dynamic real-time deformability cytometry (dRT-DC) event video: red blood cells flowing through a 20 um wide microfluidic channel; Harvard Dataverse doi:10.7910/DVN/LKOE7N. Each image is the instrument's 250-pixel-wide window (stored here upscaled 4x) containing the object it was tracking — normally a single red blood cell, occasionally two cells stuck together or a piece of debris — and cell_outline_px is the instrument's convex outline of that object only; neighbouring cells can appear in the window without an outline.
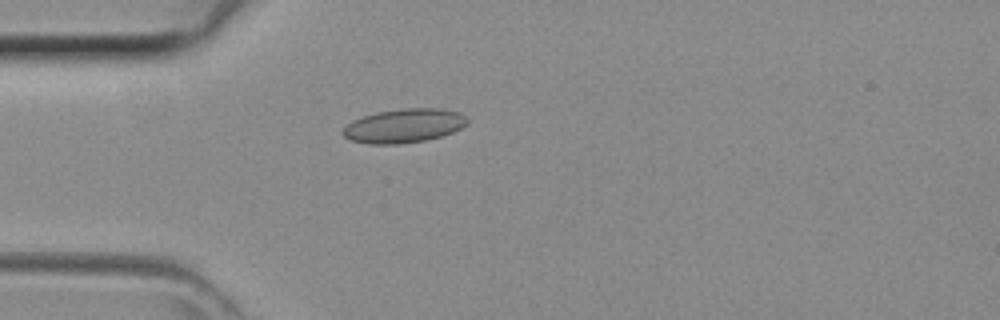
{"species": "common noctule bat (a hibernating species)", "species_latin": "Nyctalus noctula", "temperature_condition": "room temperature", "stored_images_in_passage": 29, "camera_frame_rate_fps": 3000, "um_per_image_px": 0.085, "animal": {"sex": "female", "body_mass_g": 29.2, "forearm_length_mm": 56.3}, "frame": {"image": 1, "passage_image": 1, "time_ms": 0.0, "image_size_px": [1000, 320], "cell_outline_px": [[468, 124], [452, 132], [440, 136], [424, 140], [400, 144], [368, 144], [348, 140], [340, 132], [352, 120], [376, 112], [404, 108], [440, 108], [456, 112], [464, 116], [468, 120]], "centroid_in_image_um": [34.29, 10.69], "position_along_channel_um": 50.7, "area_um2": 24.57}}
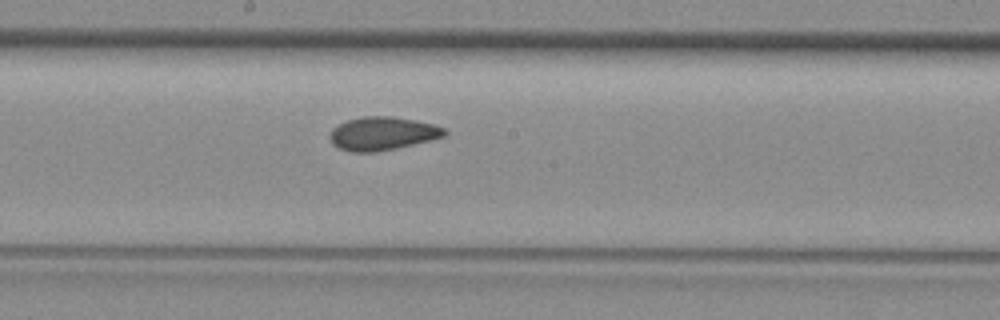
{"frame": {"image": 2, "passage_image": 12, "time_ms": 3.667, "image_size_px": [1000, 320], "cell_outline_px": [[448, 132], [444, 136], [396, 148], [376, 152], [352, 152], [340, 148], [332, 144], [328, 136], [332, 128], [348, 120], [364, 116], [392, 116], [416, 120], [432, 124], [444, 128]], "centroid_in_image_um": [32.48, 11.34], "position_along_channel_um": 215.7, "area_um2": 22.14}}
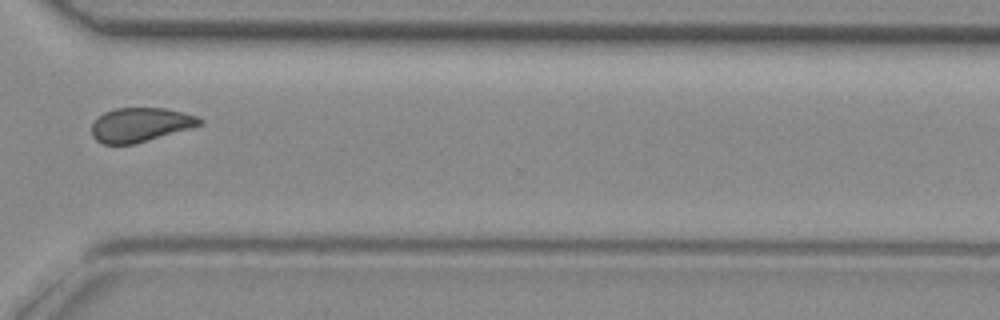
{"frame": {"image": 3, "passage_image": 21, "time_ms": 6.667, "image_size_px": [1000, 320], "cell_outline_px": [[204, 120], [200, 124], [188, 128], [132, 144], [104, 144], [96, 140], [92, 136], [92, 124], [104, 112], [116, 108], [164, 108], [196, 116]], "centroid_in_image_um": [11.87, 10.59], "position_along_channel_um": 358.7, "area_um2": 20.87}}